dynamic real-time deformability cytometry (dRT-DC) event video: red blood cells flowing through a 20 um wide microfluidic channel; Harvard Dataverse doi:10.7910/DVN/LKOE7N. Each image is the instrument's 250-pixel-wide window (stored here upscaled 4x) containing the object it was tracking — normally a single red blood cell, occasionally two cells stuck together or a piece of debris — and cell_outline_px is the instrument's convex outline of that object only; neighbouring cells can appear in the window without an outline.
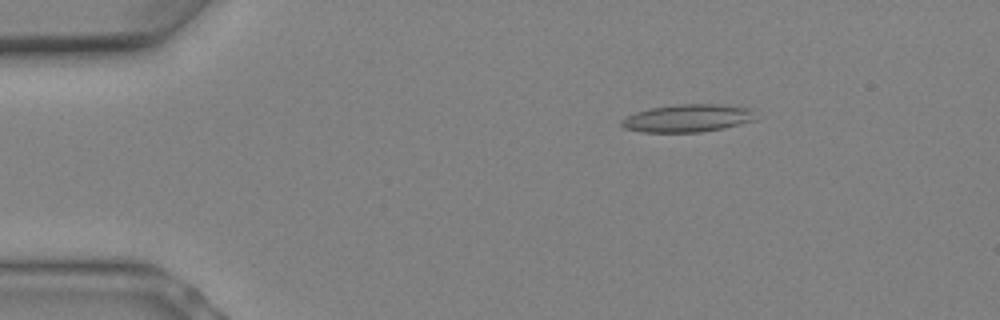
{"species": "Egyptian fruit bat (a non-hibernating species)", "species_latin": "Rousettus aegyptiacus", "temperature_condition": "warm", "stored_images_in_passage": 7, "camera_frame_rate_fps": 3000, "um_per_image_px": 0.085, "animal": {"sex": "female"}, "frame": {"image": 1, "passage_image": 4, "time_ms": 1.0, "image_size_px": [1000, 320], "cell_outline_px": [[756, 120], [724, 128], [700, 132], [640, 132], [624, 128], [620, 124], [620, 120], [636, 112], [648, 108], [676, 104], [720, 104], [752, 108]], "centroid_in_image_um": [58.45, 10.04], "position_along_channel_um": 26.6, "area_um2": 21.85}}
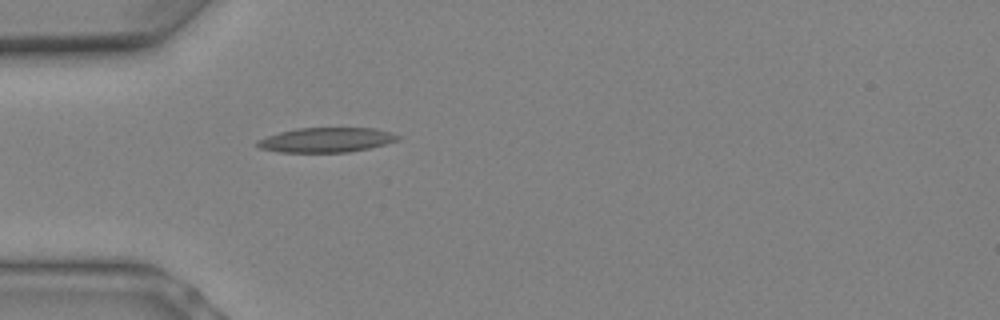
{"frame": {"image": 2, "passage_image": 7, "time_ms": 2.0, "image_size_px": [1000, 320], "cell_outline_px": [[400, 140], [388, 144], [348, 152], [276, 152], [260, 148], [252, 144], [256, 140], [280, 132], [296, 128], [376, 128], [392, 132], [400, 136]], "centroid_in_image_um": [27.74, 11.89], "position_along_channel_um": 57.3, "area_um2": 20.46}}